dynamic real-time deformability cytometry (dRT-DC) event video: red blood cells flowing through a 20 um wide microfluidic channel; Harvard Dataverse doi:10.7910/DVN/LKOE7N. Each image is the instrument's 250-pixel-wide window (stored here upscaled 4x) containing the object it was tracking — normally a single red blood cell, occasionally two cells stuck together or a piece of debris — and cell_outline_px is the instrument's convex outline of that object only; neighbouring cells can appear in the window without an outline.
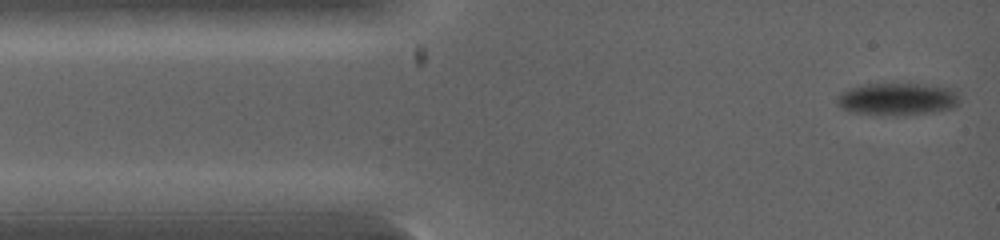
{"species": "common noctule bat (a hibernating species)", "species_latin": "Nyctalus noctula", "temperature_condition": "warm", "stored_images_in_passage": 6, "camera_frame_rate_fps": 5000, "um_per_image_px": 0.085, "animal": {"sex": "female", "body_mass_g": 19.0, "forearm_length_mm": 53.3}, "frame": {"image": 1, "passage_image": 1, "time_ms": 0.0, "image_size_px": [1000, 240], "cell_outline_px": [[960, 100], [952, 108], [912, 116], [876, 116], [848, 112], [840, 108], [836, 100], [848, 88], [864, 84], [916, 84], [944, 88], [956, 92]], "centroid_in_image_um": [76.2, 8.47], "position_along_channel_um": 8.8, "area_um2": 23.35}}
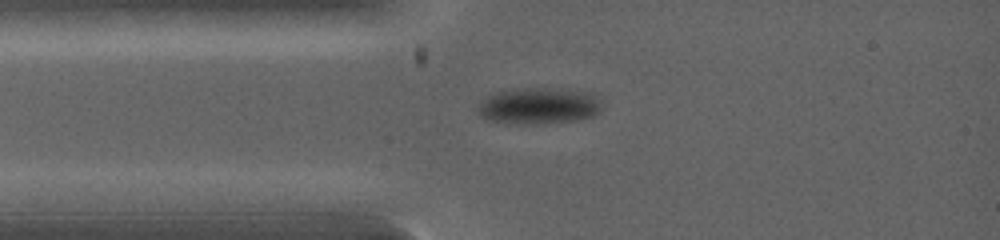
{"frame": {"image": 2, "passage_image": 5, "time_ms": 1.6, "image_size_px": [1000, 240], "cell_outline_px": [[604, 108], [592, 116], [580, 120], [544, 124], [528, 124], [492, 120], [480, 116], [476, 108], [488, 96], [496, 92], [516, 88], [548, 88], [592, 92], [600, 100]], "centroid_in_image_um": [45.87, 8.99], "position_along_channel_um": 39.1, "area_um2": 26.41}}